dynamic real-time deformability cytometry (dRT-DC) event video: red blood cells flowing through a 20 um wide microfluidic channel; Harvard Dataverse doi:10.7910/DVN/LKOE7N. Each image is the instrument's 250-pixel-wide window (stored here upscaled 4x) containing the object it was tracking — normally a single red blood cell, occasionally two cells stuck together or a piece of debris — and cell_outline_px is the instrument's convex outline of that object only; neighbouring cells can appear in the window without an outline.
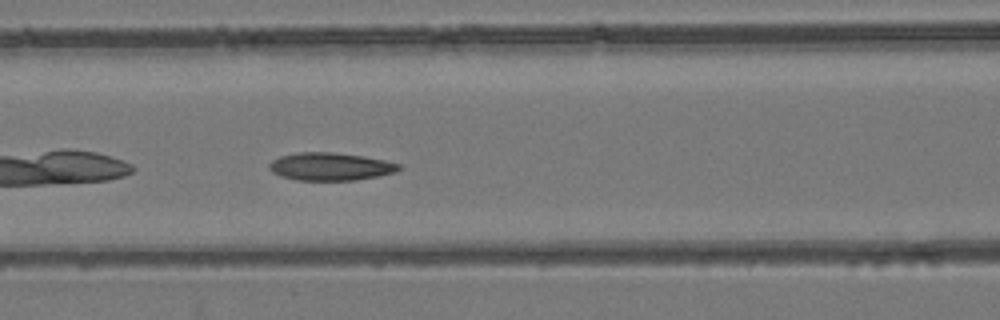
{"species": "common noctule bat (a hibernating species)", "species_latin": "Nyctalus noctula", "temperature_condition": "room temperature", "stored_images_in_passage": 16, "camera_frame_rate_fps": 3000, "um_per_image_px": 0.085, "animal": {"sex": "female", "body_mass_g": 24.6, "forearm_length_mm": 56.2}, "frame": {"image": 1, "passage_image": 7, "time_ms": 2.0, "image_size_px": [1000, 320], "cell_outline_px": [[400, 168], [396, 172], [356, 180], [296, 180], [280, 176], [272, 172], [268, 168], [268, 164], [272, 160], [280, 156], [300, 152], [332, 152], [364, 156], [384, 160], [400, 164]], "centroid_in_image_um": [28.05, 14.15], "position_along_channel_um": 138.6, "area_um2": 20.98}}
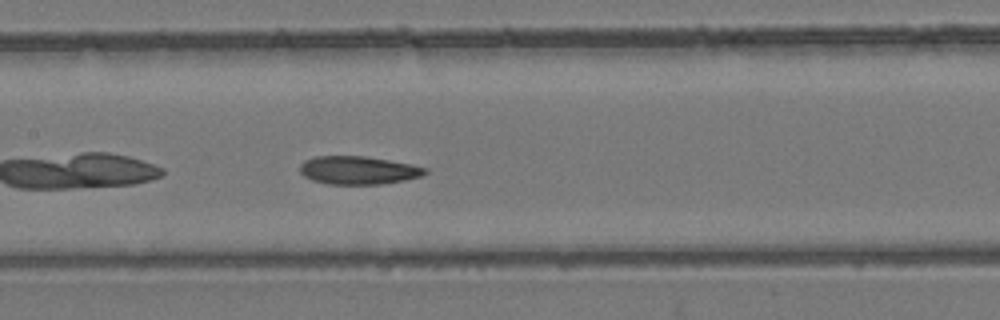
{"frame": {"image": 2, "passage_image": 10, "time_ms": 3.0, "image_size_px": [1000, 320], "cell_outline_px": [[428, 172], [420, 176], [404, 180], [380, 184], [328, 184], [312, 180], [304, 176], [300, 172], [300, 164], [304, 160], [316, 156], [364, 156], [412, 164], [428, 168]], "centroid_in_image_um": [30.44, 14.47], "position_along_channel_um": 177.0, "area_um2": 20.52}}
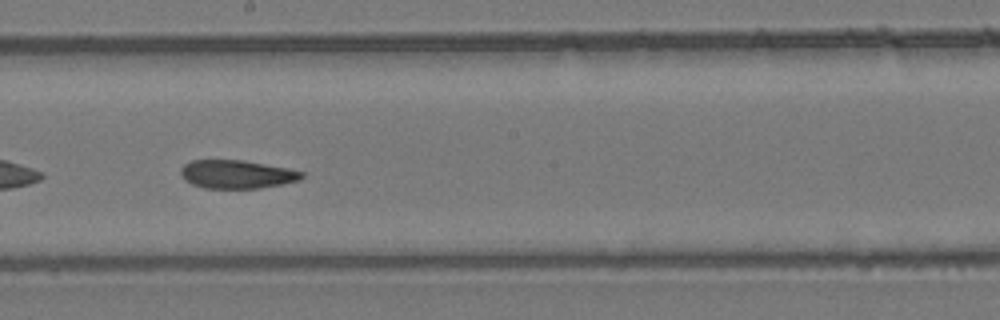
{"frame": {"image": 3, "passage_image": 14, "time_ms": 4.333, "image_size_px": [1000, 320], "cell_outline_px": [[304, 176], [300, 180], [260, 188], [204, 188], [192, 184], [184, 180], [180, 172], [180, 168], [184, 164], [192, 160], [240, 160], [288, 168], [304, 172]], "centroid_in_image_um": [20.11, 14.81], "position_along_channel_um": 228.1, "area_um2": 19.94}}